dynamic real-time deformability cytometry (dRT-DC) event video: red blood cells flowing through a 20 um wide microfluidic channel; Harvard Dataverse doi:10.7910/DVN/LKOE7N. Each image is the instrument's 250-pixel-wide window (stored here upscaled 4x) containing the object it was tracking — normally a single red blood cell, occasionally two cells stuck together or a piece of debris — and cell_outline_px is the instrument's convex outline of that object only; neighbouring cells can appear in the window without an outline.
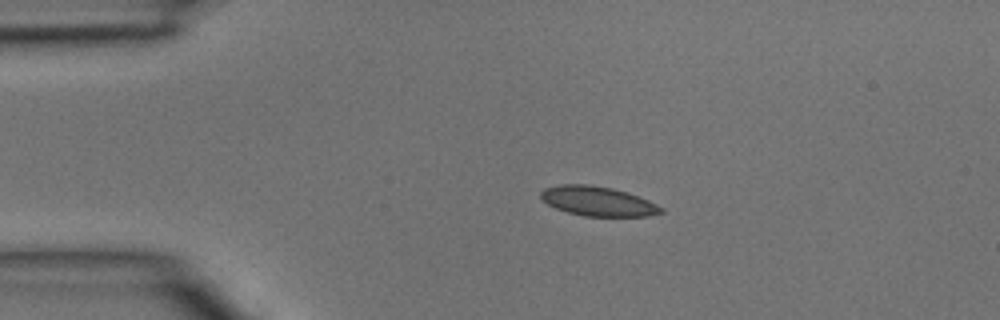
{"species": "common noctule bat (a hibernating species)", "species_latin": "Nyctalus noctula", "temperature_condition": "room temperature", "stored_images_in_passage": 2, "camera_frame_rate_fps": 3000, "um_per_image_px": 0.085, "animal": {"sex": "male", "body_mass_g": 15.6}, "frame": {"image": 1, "passage_image": 1, "time_ms": 0.0, "image_size_px": [1000, 320], "cell_outline_px": [[664, 212], [648, 216], [584, 216], [568, 212], [556, 208], [548, 204], [540, 196], [540, 192], [544, 188], [560, 184], [588, 184], [612, 188], [628, 192], [648, 200], [664, 208]], "centroid_in_image_um": [50.83, 17.09], "position_along_channel_um": 34.2, "area_um2": 20.69}}